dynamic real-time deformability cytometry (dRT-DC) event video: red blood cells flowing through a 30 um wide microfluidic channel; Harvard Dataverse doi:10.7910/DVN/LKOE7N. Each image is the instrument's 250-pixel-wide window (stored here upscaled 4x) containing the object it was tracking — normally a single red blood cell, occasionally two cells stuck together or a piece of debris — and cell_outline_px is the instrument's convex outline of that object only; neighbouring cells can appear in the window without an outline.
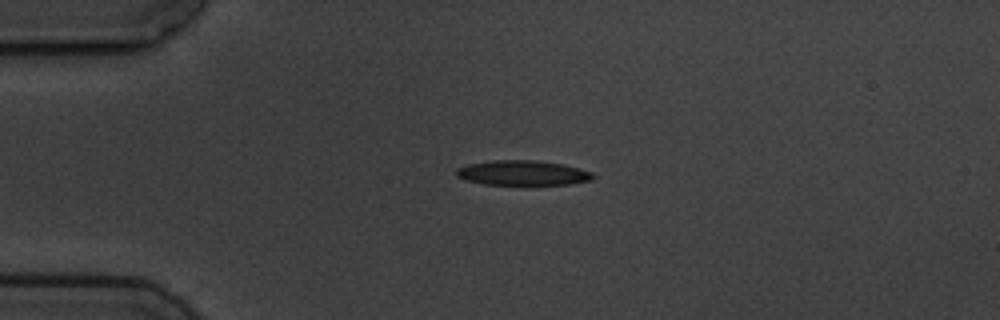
{"species": "common noctule bat (a hibernating species)", "species_latin": "Nyctalus noctula", "temperature_condition": "cold", "stored_images_in_passage": 4, "camera_frame_rate_fps": 3000, "um_per_image_px": 0.085, "animal": {"sex": "male", "body_mass_g": 19.5, "forearm_length_mm": 54.6}, "frame": {"image": 1, "passage_image": 3, "time_ms": 2.333, "image_size_px": [1000, 320], "cell_outline_px": [[596, 176], [592, 180], [572, 184], [484, 184], [464, 180], [456, 176], [456, 168], [468, 164], [496, 160], [536, 160], [564, 164], [592, 172]], "centroid_in_image_um": [44.44, 14.69], "position_along_channel_um": 40.6, "area_um2": 19.83}}